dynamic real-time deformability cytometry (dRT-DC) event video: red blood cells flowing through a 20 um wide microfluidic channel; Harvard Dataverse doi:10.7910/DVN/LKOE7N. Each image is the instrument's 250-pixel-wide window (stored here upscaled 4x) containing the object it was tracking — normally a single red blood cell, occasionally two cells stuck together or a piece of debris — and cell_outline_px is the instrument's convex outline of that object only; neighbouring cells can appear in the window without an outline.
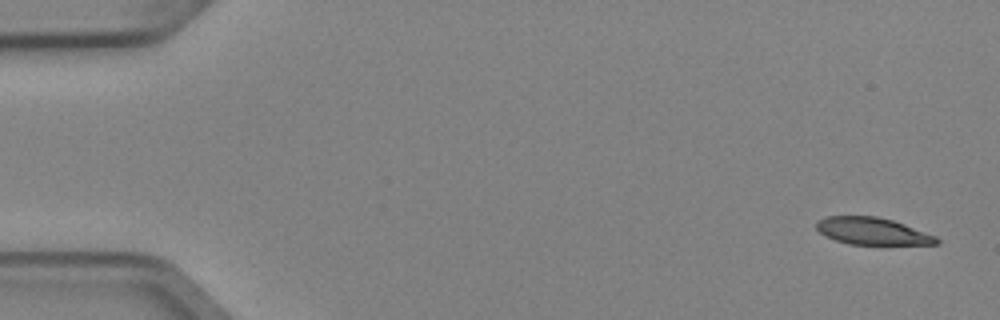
{"species": "Egyptian fruit bat (a non-hibernating species)", "species_latin": "Rousettus aegyptiacus", "temperature_condition": "cold", "stored_images_in_passage": 4, "camera_frame_rate_fps": 3000, "um_per_image_px": 0.085, "animal": {"sex": "female"}, "frame": {"image": 1, "passage_image": 1, "time_ms": 0.0, "image_size_px": [1000, 320], "cell_outline_px": [[940, 244], [848, 244], [824, 236], [816, 228], [816, 220], [828, 216], [876, 216], [892, 220], [904, 224], [936, 236], [940, 240]], "centroid_in_image_um": [74.13, 19.64], "position_along_channel_um": 10.9, "area_um2": 18.9}}
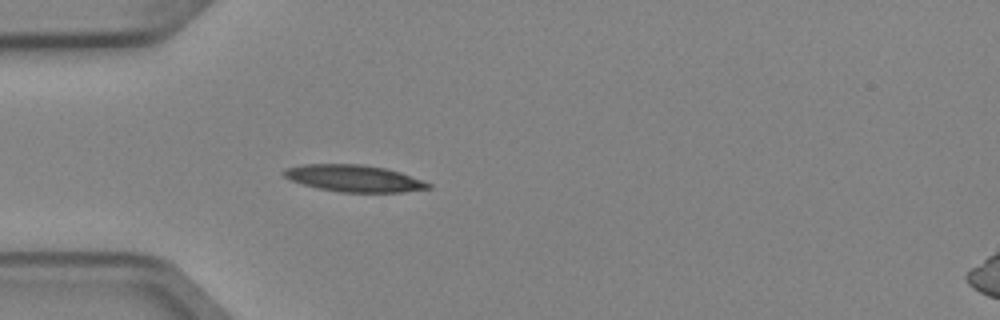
{"frame": {"image": 2, "passage_image": 4, "time_ms": 1.0, "image_size_px": [1000, 320], "cell_outline_px": [[432, 188], [404, 192], [340, 192], [316, 188], [292, 180], [284, 176], [280, 172], [284, 168], [304, 164], [360, 164], [384, 168], [400, 172], [432, 184]], "centroid_in_image_um": [30.07, 15.16], "position_along_channel_um": 54.9, "area_um2": 22.54}}